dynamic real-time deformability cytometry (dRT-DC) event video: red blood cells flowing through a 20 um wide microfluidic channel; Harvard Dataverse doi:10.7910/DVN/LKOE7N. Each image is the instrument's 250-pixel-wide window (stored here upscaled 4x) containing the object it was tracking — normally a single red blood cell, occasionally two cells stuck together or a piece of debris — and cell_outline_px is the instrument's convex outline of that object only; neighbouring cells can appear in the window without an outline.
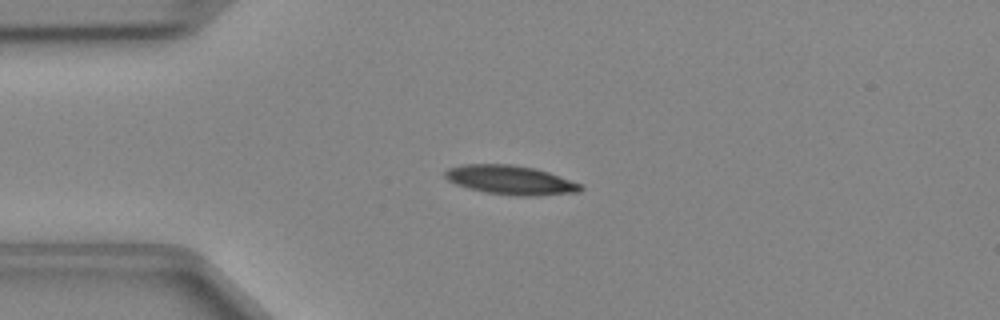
{"species": "Egyptian fruit bat (a non-hibernating species)", "species_latin": "Rousettus aegyptiacus", "temperature_condition": "cold", "stored_images_in_passage": 38, "camera_frame_rate_fps": 3000, "um_per_image_px": 0.085, "animal": {"sex": "female"}, "frame": {"image": 1, "passage_image": 2, "time_ms": 0.333, "image_size_px": [1000, 320], "cell_outline_px": [[584, 188], [580, 192], [536, 196], [516, 196], [484, 192], [468, 188], [456, 184], [448, 180], [444, 176], [444, 172], [448, 168], [460, 164], [512, 164], [536, 168], [560, 176], [580, 184]], "centroid_in_image_um": [43.38, 15.3], "position_along_channel_um": 41.6, "area_um2": 23.18}}
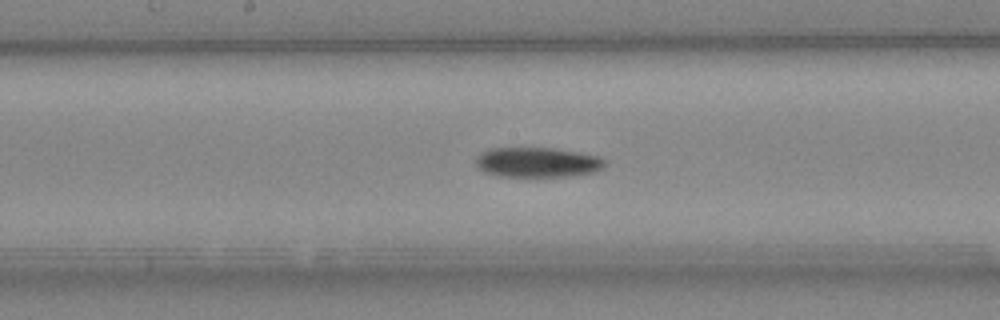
{"frame": {"image": 2, "passage_image": 15, "time_ms": 4.667, "image_size_px": [1000, 320], "cell_outline_px": [[608, 160], [604, 168], [596, 172], [572, 176], [500, 176], [484, 172], [476, 168], [476, 156], [480, 152], [488, 148], [552, 148], [600, 156]], "centroid_in_image_um": [45.69, 13.79], "position_along_channel_um": 202.5, "area_um2": 22.83}}
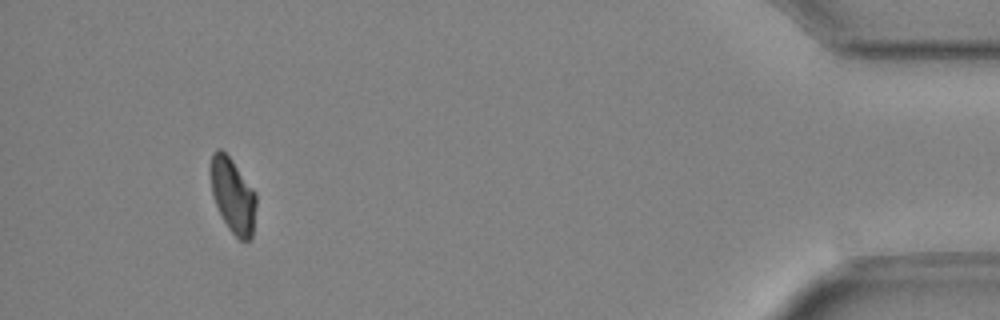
{"frame": {"image": 3, "passage_image": 35, "time_ms": 11.333, "image_size_px": [1000, 320], "cell_outline_px": [[256, 204], [252, 236], [248, 240], [240, 240], [228, 228], [212, 196], [208, 172], [208, 168], [212, 152], [216, 148], [220, 148], [232, 160], [256, 192]], "centroid_in_image_um": [19.75, 16.55], "position_along_channel_um": 415.5, "area_um2": 20.11}}